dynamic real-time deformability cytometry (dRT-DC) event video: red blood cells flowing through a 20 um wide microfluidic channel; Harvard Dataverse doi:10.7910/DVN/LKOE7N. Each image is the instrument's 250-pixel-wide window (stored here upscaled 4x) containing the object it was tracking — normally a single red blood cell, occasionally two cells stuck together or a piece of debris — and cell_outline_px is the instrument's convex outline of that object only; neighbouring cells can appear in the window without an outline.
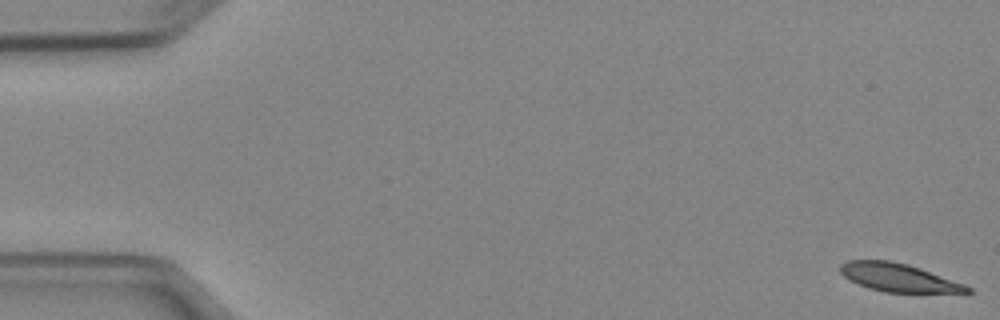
{"species": "Egyptian fruit bat (a non-hibernating species)", "species_latin": "Rousettus aegyptiacus", "temperature_condition": "cold", "stored_images_in_passage": 46, "camera_frame_rate_fps": 3000, "um_per_image_px": 0.085, "animal": {"sex": "female"}, "frame": {"image": 1, "passage_image": 1, "time_ms": 0.0, "image_size_px": [1000, 320], "cell_outline_px": [[972, 292], [884, 292], [868, 288], [848, 280], [840, 272], [840, 264], [848, 260], [888, 260], [908, 264], [920, 268], [964, 284], [972, 288]], "centroid_in_image_um": [76.32, 23.58], "position_along_channel_um": 8.7, "area_um2": 20.69}}
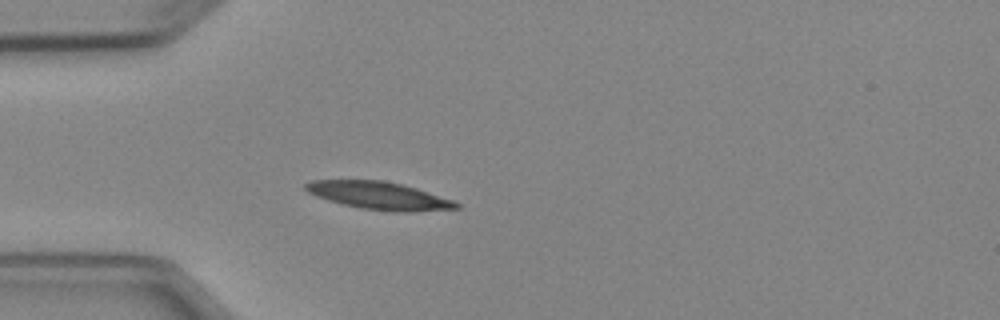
{"frame": {"image": 2, "passage_image": 15, "time_ms": 4.667, "image_size_px": [1000, 320], "cell_outline_px": [[460, 208], [408, 212], [392, 212], [360, 208], [328, 200], [316, 196], [308, 192], [304, 188], [304, 184], [312, 180], [384, 180], [416, 188], [452, 200], [460, 204]], "centroid_in_image_um": [32.2, 16.63], "position_along_channel_um": 52.8, "area_um2": 24.16}}
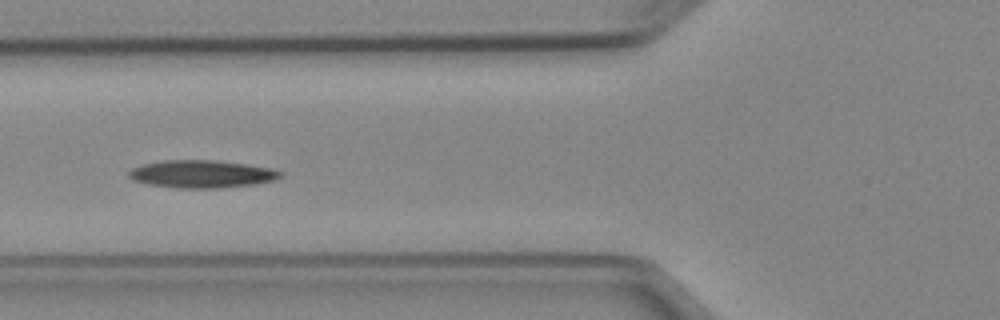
{"frame": {"image": 3, "passage_image": 20, "time_ms": 6.333, "image_size_px": [1000, 320], "cell_outline_px": [[284, 172], [276, 180], [256, 184], [220, 188], [180, 188], [148, 184], [132, 180], [128, 176], [128, 172], [132, 168], [144, 164], [164, 160], [216, 160], [272, 168]], "centroid_in_image_um": [17.16, 14.79], "position_along_channel_um": 108.6, "area_um2": 24.45}, "authors_computed_cell_mechanics": {"area_um2": 22.8021, "velocity_mm_per_s": 3.907, "shape_relaxation_time_tau1_ms": 7.4663, "shape_relaxation_time_tau2_ms": null, "deformation_change_tau1": 0.1295, "deformation_change_tau2": null}}